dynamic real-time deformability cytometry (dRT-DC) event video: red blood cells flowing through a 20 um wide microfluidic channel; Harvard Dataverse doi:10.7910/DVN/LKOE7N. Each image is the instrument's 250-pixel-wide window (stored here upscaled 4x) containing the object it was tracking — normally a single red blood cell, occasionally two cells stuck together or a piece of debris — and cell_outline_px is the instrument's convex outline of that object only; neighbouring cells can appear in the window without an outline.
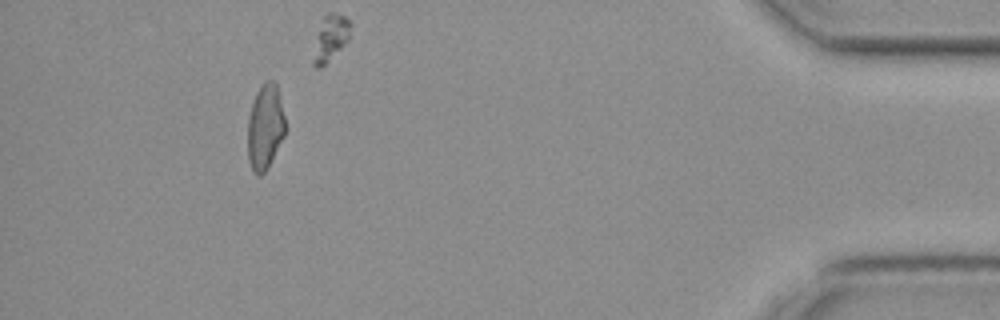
{"species": "common noctule bat (a hibernating species)", "species_latin": "Nyctalus noctula", "temperature_condition": "cold", "stored_images_in_passage": 35, "camera_frame_rate_fps": 3000, "um_per_image_px": 0.085, "animal": {"sex": "female", "body_mass_g": 19.3, "forearm_length_mm": 54.1}, "frame": {"image": 1, "passage_image": 30, "time_ms": 9.667, "image_size_px": [1000, 320], "cell_outline_px": [[284, 136], [268, 168], [260, 176], [256, 176], [252, 172], [248, 160], [248, 116], [256, 92], [268, 80], [272, 80], [276, 84], [284, 116]], "centroid_in_image_um": [22.51, 10.86], "position_along_channel_um": 412.7, "area_um2": 18.5}}